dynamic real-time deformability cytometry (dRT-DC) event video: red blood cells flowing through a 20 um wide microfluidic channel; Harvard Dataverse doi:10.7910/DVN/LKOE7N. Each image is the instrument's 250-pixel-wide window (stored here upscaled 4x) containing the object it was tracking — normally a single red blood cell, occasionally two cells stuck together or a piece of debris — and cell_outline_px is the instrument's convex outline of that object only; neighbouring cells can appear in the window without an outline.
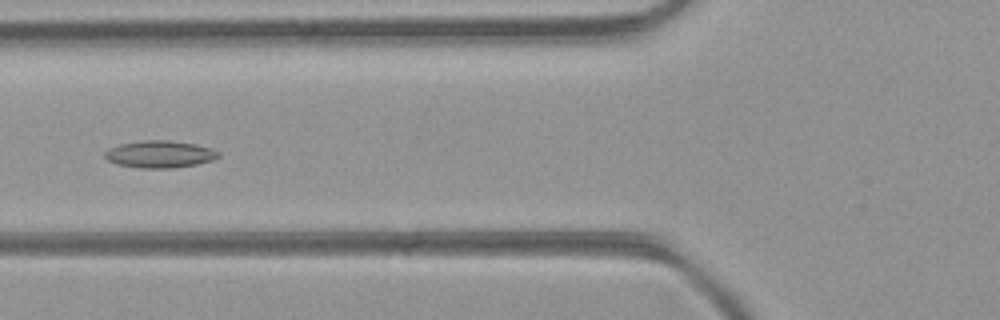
{"species": "common noctule bat (a hibernating species)", "species_latin": "Nyctalus noctula", "temperature_condition": "room temperature", "stored_images_in_passage": 8, "camera_frame_rate_fps": 3000, "um_per_image_px": 0.085, "animal": {"sex": "female", "body_mass_g": 21.9}, "frame": {"image": 1, "passage_image": 6, "time_ms": 1.667, "image_size_px": [1000, 320], "cell_outline_px": [[220, 156], [212, 160], [196, 164], [172, 168], [140, 168], [116, 164], [108, 160], [104, 156], [104, 152], [108, 148], [120, 144], [144, 140], [168, 140], [196, 144], [212, 148], [220, 152]], "centroid_in_image_um": [13.58, 13.1], "position_along_channel_um": 112.2, "area_um2": 18.03}}